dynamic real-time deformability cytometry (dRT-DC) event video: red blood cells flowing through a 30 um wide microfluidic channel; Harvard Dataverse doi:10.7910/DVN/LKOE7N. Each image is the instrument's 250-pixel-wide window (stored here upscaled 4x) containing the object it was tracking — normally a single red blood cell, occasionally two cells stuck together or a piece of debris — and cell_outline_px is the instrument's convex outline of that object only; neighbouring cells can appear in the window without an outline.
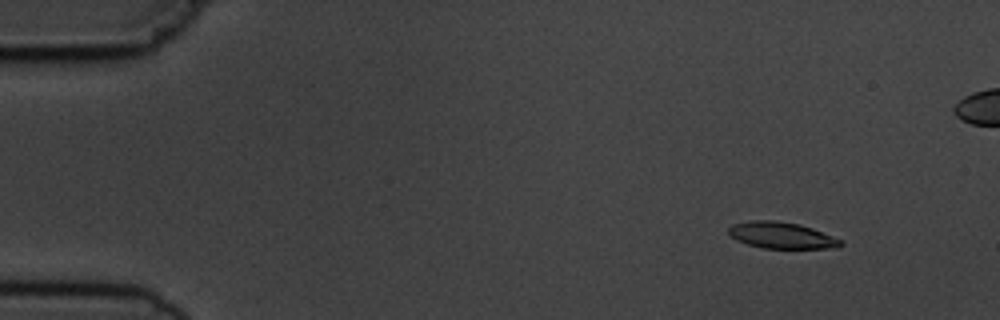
{"species": "common noctule bat (a hibernating species)", "species_latin": "Nyctalus noctula", "temperature_condition": "cold", "stored_images_in_passage": 5, "camera_frame_rate_fps": 3000, "um_per_image_px": 0.085, "animal": {"sex": "male", "body_mass_g": 19.5, "forearm_length_mm": 54.6}, "frame": {"image": 1, "passage_image": 1, "time_ms": 0.0, "image_size_px": [1000, 320], "cell_outline_px": [[844, 244], [840, 248], [764, 248], [748, 244], [736, 240], [728, 232], [728, 228], [732, 224], [752, 220], [772, 220], [800, 224], [812, 228], [840, 240]], "centroid_in_image_um": [66.42, 20.0], "position_along_channel_um": 18.6, "area_um2": 17.11}}